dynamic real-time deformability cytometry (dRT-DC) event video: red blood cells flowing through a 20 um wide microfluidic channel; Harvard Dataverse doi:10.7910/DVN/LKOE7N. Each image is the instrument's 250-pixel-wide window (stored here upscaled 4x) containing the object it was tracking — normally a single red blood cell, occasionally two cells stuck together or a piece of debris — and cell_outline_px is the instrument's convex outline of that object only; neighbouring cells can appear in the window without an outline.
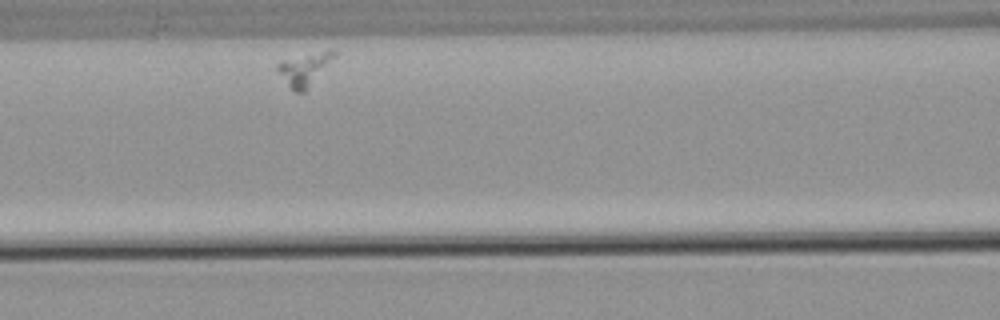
{"species": "common noctule bat (a hibernating species)", "species_latin": "Nyctalus noctula", "temperature_condition": "warm", "stored_images_in_passage": 31, "camera_frame_rate_fps": 3000, "um_per_image_px": 0.085, "animal": {"sex": "male", "body_mass_g": 21.5, "forearm_length_mm": 52.0}, "frame": {"image": 1, "passage_image": 8, "time_ms": 2.333, "image_size_px": [1000, 320], "cell_outline_px": [[336, 56], [304, 92], [296, 92], [288, 84], [276, 68], [276, 64], [280, 60], [328, 48], [336, 52]], "centroid_in_image_um": [25.9, 5.8], "position_along_channel_um": 140.7, "area_um2": 10.69}}